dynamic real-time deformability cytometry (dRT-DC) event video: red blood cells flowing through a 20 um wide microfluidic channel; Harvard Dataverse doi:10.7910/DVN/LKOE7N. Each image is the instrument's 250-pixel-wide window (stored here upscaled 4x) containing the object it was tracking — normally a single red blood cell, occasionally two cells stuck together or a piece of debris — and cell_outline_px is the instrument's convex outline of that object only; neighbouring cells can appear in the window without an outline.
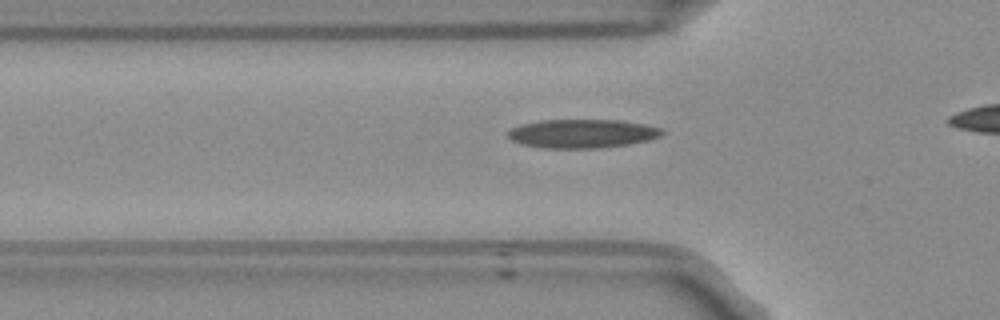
{"species": "Egyptian fruit bat (a non-hibernating species)", "species_latin": "Rousettus aegyptiacus", "temperature_condition": "room temperature", "stored_images_in_passage": 14, "camera_frame_rate_fps": 3000, "um_per_image_px": 0.085, "frame": {"image": 1, "passage_image": 8, "time_ms": 2.333, "image_size_px": [1000, 320], "cell_outline_px": [[664, 132], [660, 136], [648, 140], [628, 144], [596, 148], [544, 148], [524, 144], [512, 140], [508, 136], [508, 132], [512, 128], [520, 124], [540, 120], [620, 120], [648, 124], [660, 128]], "centroid_in_image_um": [49.5, 11.34], "position_along_channel_um": 76.3, "area_um2": 25.72}}